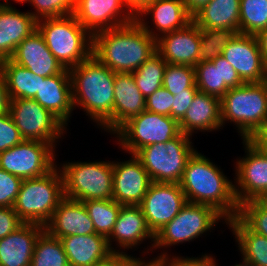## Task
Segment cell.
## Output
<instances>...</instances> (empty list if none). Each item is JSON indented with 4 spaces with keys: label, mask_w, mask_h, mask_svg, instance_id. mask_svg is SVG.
Masks as SVG:
<instances>
[{
    "label": "cell",
    "mask_w": 267,
    "mask_h": 266,
    "mask_svg": "<svg viewBox=\"0 0 267 266\" xmlns=\"http://www.w3.org/2000/svg\"><path fill=\"white\" fill-rule=\"evenodd\" d=\"M256 37H257L258 42H259L260 51L262 53L263 61H264L265 65L267 66V29L260 31L256 35Z\"/></svg>",
    "instance_id": "cell-50"
},
{
    "label": "cell",
    "mask_w": 267,
    "mask_h": 266,
    "mask_svg": "<svg viewBox=\"0 0 267 266\" xmlns=\"http://www.w3.org/2000/svg\"><path fill=\"white\" fill-rule=\"evenodd\" d=\"M13 1H15L17 3H22L24 0H13ZM6 3H8V0H6Z\"/></svg>",
    "instance_id": "cell-55"
},
{
    "label": "cell",
    "mask_w": 267,
    "mask_h": 266,
    "mask_svg": "<svg viewBox=\"0 0 267 266\" xmlns=\"http://www.w3.org/2000/svg\"><path fill=\"white\" fill-rule=\"evenodd\" d=\"M93 221L95 233L106 238L111 234L122 204L113 199L83 201Z\"/></svg>",
    "instance_id": "cell-35"
},
{
    "label": "cell",
    "mask_w": 267,
    "mask_h": 266,
    "mask_svg": "<svg viewBox=\"0 0 267 266\" xmlns=\"http://www.w3.org/2000/svg\"><path fill=\"white\" fill-rule=\"evenodd\" d=\"M212 46L232 65L244 83L265 80L267 66L256 35H222L212 39Z\"/></svg>",
    "instance_id": "cell-11"
},
{
    "label": "cell",
    "mask_w": 267,
    "mask_h": 266,
    "mask_svg": "<svg viewBox=\"0 0 267 266\" xmlns=\"http://www.w3.org/2000/svg\"><path fill=\"white\" fill-rule=\"evenodd\" d=\"M58 168L63 177L64 197L81 202L113 199L111 161H72Z\"/></svg>",
    "instance_id": "cell-8"
},
{
    "label": "cell",
    "mask_w": 267,
    "mask_h": 266,
    "mask_svg": "<svg viewBox=\"0 0 267 266\" xmlns=\"http://www.w3.org/2000/svg\"><path fill=\"white\" fill-rule=\"evenodd\" d=\"M222 127L233 122L242 140H250L267 125V88L264 82L230 88L220 99Z\"/></svg>",
    "instance_id": "cell-4"
},
{
    "label": "cell",
    "mask_w": 267,
    "mask_h": 266,
    "mask_svg": "<svg viewBox=\"0 0 267 266\" xmlns=\"http://www.w3.org/2000/svg\"><path fill=\"white\" fill-rule=\"evenodd\" d=\"M191 136L180 133L166 143L145 146L134 155L152 182L180 183L189 158L196 151Z\"/></svg>",
    "instance_id": "cell-7"
},
{
    "label": "cell",
    "mask_w": 267,
    "mask_h": 266,
    "mask_svg": "<svg viewBox=\"0 0 267 266\" xmlns=\"http://www.w3.org/2000/svg\"><path fill=\"white\" fill-rule=\"evenodd\" d=\"M73 15L92 35L135 20L123 0H76Z\"/></svg>",
    "instance_id": "cell-18"
},
{
    "label": "cell",
    "mask_w": 267,
    "mask_h": 266,
    "mask_svg": "<svg viewBox=\"0 0 267 266\" xmlns=\"http://www.w3.org/2000/svg\"><path fill=\"white\" fill-rule=\"evenodd\" d=\"M242 143L246 155L237 159L234 177V193L239 205L267 191V154L250 140Z\"/></svg>",
    "instance_id": "cell-16"
},
{
    "label": "cell",
    "mask_w": 267,
    "mask_h": 266,
    "mask_svg": "<svg viewBox=\"0 0 267 266\" xmlns=\"http://www.w3.org/2000/svg\"><path fill=\"white\" fill-rule=\"evenodd\" d=\"M179 127L182 133L191 137L198 130L211 132L221 129L220 99L198 91L191 106L179 121Z\"/></svg>",
    "instance_id": "cell-30"
},
{
    "label": "cell",
    "mask_w": 267,
    "mask_h": 266,
    "mask_svg": "<svg viewBox=\"0 0 267 266\" xmlns=\"http://www.w3.org/2000/svg\"><path fill=\"white\" fill-rule=\"evenodd\" d=\"M151 15L154 27L150 28L145 16ZM144 19V20H143ZM140 26L154 39L186 27L193 21V16L188 12L182 0H154L136 18Z\"/></svg>",
    "instance_id": "cell-22"
},
{
    "label": "cell",
    "mask_w": 267,
    "mask_h": 266,
    "mask_svg": "<svg viewBox=\"0 0 267 266\" xmlns=\"http://www.w3.org/2000/svg\"><path fill=\"white\" fill-rule=\"evenodd\" d=\"M187 203L179 183L152 182L139 205L148 228L155 235Z\"/></svg>",
    "instance_id": "cell-15"
},
{
    "label": "cell",
    "mask_w": 267,
    "mask_h": 266,
    "mask_svg": "<svg viewBox=\"0 0 267 266\" xmlns=\"http://www.w3.org/2000/svg\"><path fill=\"white\" fill-rule=\"evenodd\" d=\"M136 257L127 254H112L97 266H128Z\"/></svg>",
    "instance_id": "cell-46"
},
{
    "label": "cell",
    "mask_w": 267,
    "mask_h": 266,
    "mask_svg": "<svg viewBox=\"0 0 267 266\" xmlns=\"http://www.w3.org/2000/svg\"><path fill=\"white\" fill-rule=\"evenodd\" d=\"M113 166V200L122 205L139 206L152 180L142 163L131 155L127 161Z\"/></svg>",
    "instance_id": "cell-19"
},
{
    "label": "cell",
    "mask_w": 267,
    "mask_h": 266,
    "mask_svg": "<svg viewBox=\"0 0 267 266\" xmlns=\"http://www.w3.org/2000/svg\"><path fill=\"white\" fill-rule=\"evenodd\" d=\"M33 99L56 116L65 126H68L74 109L69 69L40 79L39 92Z\"/></svg>",
    "instance_id": "cell-26"
},
{
    "label": "cell",
    "mask_w": 267,
    "mask_h": 266,
    "mask_svg": "<svg viewBox=\"0 0 267 266\" xmlns=\"http://www.w3.org/2000/svg\"><path fill=\"white\" fill-rule=\"evenodd\" d=\"M30 266H69L59 238L51 236L44 230L35 243Z\"/></svg>",
    "instance_id": "cell-34"
},
{
    "label": "cell",
    "mask_w": 267,
    "mask_h": 266,
    "mask_svg": "<svg viewBox=\"0 0 267 266\" xmlns=\"http://www.w3.org/2000/svg\"><path fill=\"white\" fill-rule=\"evenodd\" d=\"M193 22L211 39L240 33V0H210Z\"/></svg>",
    "instance_id": "cell-20"
},
{
    "label": "cell",
    "mask_w": 267,
    "mask_h": 266,
    "mask_svg": "<svg viewBox=\"0 0 267 266\" xmlns=\"http://www.w3.org/2000/svg\"><path fill=\"white\" fill-rule=\"evenodd\" d=\"M55 150L47 142L23 140L0 152V168L22 180L42 177L57 166Z\"/></svg>",
    "instance_id": "cell-13"
},
{
    "label": "cell",
    "mask_w": 267,
    "mask_h": 266,
    "mask_svg": "<svg viewBox=\"0 0 267 266\" xmlns=\"http://www.w3.org/2000/svg\"><path fill=\"white\" fill-rule=\"evenodd\" d=\"M198 91V88H189L186 89V92H180L177 93V95H173L174 100L171 108V117L173 119L179 122L184 117Z\"/></svg>",
    "instance_id": "cell-44"
},
{
    "label": "cell",
    "mask_w": 267,
    "mask_h": 266,
    "mask_svg": "<svg viewBox=\"0 0 267 266\" xmlns=\"http://www.w3.org/2000/svg\"><path fill=\"white\" fill-rule=\"evenodd\" d=\"M250 141L256 145L262 152L267 154V125L260 129Z\"/></svg>",
    "instance_id": "cell-49"
},
{
    "label": "cell",
    "mask_w": 267,
    "mask_h": 266,
    "mask_svg": "<svg viewBox=\"0 0 267 266\" xmlns=\"http://www.w3.org/2000/svg\"><path fill=\"white\" fill-rule=\"evenodd\" d=\"M74 109L83 108L104 131L113 124L115 72L93 54L69 69Z\"/></svg>",
    "instance_id": "cell-2"
},
{
    "label": "cell",
    "mask_w": 267,
    "mask_h": 266,
    "mask_svg": "<svg viewBox=\"0 0 267 266\" xmlns=\"http://www.w3.org/2000/svg\"><path fill=\"white\" fill-rule=\"evenodd\" d=\"M9 113L23 140L47 142L54 148L67 127L35 99H11ZM57 139V140H56Z\"/></svg>",
    "instance_id": "cell-12"
},
{
    "label": "cell",
    "mask_w": 267,
    "mask_h": 266,
    "mask_svg": "<svg viewBox=\"0 0 267 266\" xmlns=\"http://www.w3.org/2000/svg\"><path fill=\"white\" fill-rule=\"evenodd\" d=\"M63 198V177L56 166L42 177L23 180L13 208L24 223L44 226Z\"/></svg>",
    "instance_id": "cell-6"
},
{
    "label": "cell",
    "mask_w": 267,
    "mask_h": 266,
    "mask_svg": "<svg viewBox=\"0 0 267 266\" xmlns=\"http://www.w3.org/2000/svg\"><path fill=\"white\" fill-rule=\"evenodd\" d=\"M160 256H157L161 260V266H218L215 258L212 255L204 254L201 257H180L169 256L166 252H161ZM171 257V259H170Z\"/></svg>",
    "instance_id": "cell-43"
},
{
    "label": "cell",
    "mask_w": 267,
    "mask_h": 266,
    "mask_svg": "<svg viewBox=\"0 0 267 266\" xmlns=\"http://www.w3.org/2000/svg\"><path fill=\"white\" fill-rule=\"evenodd\" d=\"M156 52V39L136 19L93 35V55L115 73H133Z\"/></svg>",
    "instance_id": "cell-1"
},
{
    "label": "cell",
    "mask_w": 267,
    "mask_h": 266,
    "mask_svg": "<svg viewBox=\"0 0 267 266\" xmlns=\"http://www.w3.org/2000/svg\"><path fill=\"white\" fill-rule=\"evenodd\" d=\"M143 258H135L128 266H161V260L156 258L148 260H142Z\"/></svg>",
    "instance_id": "cell-52"
},
{
    "label": "cell",
    "mask_w": 267,
    "mask_h": 266,
    "mask_svg": "<svg viewBox=\"0 0 267 266\" xmlns=\"http://www.w3.org/2000/svg\"><path fill=\"white\" fill-rule=\"evenodd\" d=\"M162 87L172 95L186 92V89L197 88L195 78V67L167 63Z\"/></svg>",
    "instance_id": "cell-37"
},
{
    "label": "cell",
    "mask_w": 267,
    "mask_h": 266,
    "mask_svg": "<svg viewBox=\"0 0 267 266\" xmlns=\"http://www.w3.org/2000/svg\"><path fill=\"white\" fill-rule=\"evenodd\" d=\"M37 29L30 12H20L0 2V62L11 59L17 46Z\"/></svg>",
    "instance_id": "cell-25"
},
{
    "label": "cell",
    "mask_w": 267,
    "mask_h": 266,
    "mask_svg": "<svg viewBox=\"0 0 267 266\" xmlns=\"http://www.w3.org/2000/svg\"><path fill=\"white\" fill-rule=\"evenodd\" d=\"M37 29L65 69L77 66L93 54V35L73 14L40 19Z\"/></svg>",
    "instance_id": "cell-5"
},
{
    "label": "cell",
    "mask_w": 267,
    "mask_h": 266,
    "mask_svg": "<svg viewBox=\"0 0 267 266\" xmlns=\"http://www.w3.org/2000/svg\"><path fill=\"white\" fill-rule=\"evenodd\" d=\"M200 92L221 99L230 88L244 84L232 65L211 45L207 55L195 66Z\"/></svg>",
    "instance_id": "cell-17"
},
{
    "label": "cell",
    "mask_w": 267,
    "mask_h": 266,
    "mask_svg": "<svg viewBox=\"0 0 267 266\" xmlns=\"http://www.w3.org/2000/svg\"><path fill=\"white\" fill-rule=\"evenodd\" d=\"M238 217L254 232L267 237V211L254 200L239 205Z\"/></svg>",
    "instance_id": "cell-39"
},
{
    "label": "cell",
    "mask_w": 267,
    "mask_h": 266,
    "mask_svg": "<svg viewBox=\"0 0 267 266\" xmlns=\"http://www.w3.org/2000/svg\"><path fill=\"white\" fill-rule=\"evenodd\" d=\"M166 66L167 62L156 52L132 73L137 87L145 98L162 87Z\"/></svg>",
    "instance_id": "cell-33"
},
{
    "label": "cell",
    "mask_w": 267,
    "mask_h": 266,
    "mask_svg": "<svg viewBox=\"0 0 267 266\" xmlns=\"http://www.w3.org/2000/svg\"><path fill=\"white\" fill-rule=\"evenodd\" d=\"M232 182L221 168L196 150L189 158L179 184L187 202L213 207L228 221L239 213Z\"/></svg>",
    "instance_id": "cell-3"
},
{
    "label": "cell",
    "mask_w": 267,
    "mask_h": 266,
    "mask_svg": "<svg viewBox=\"0 0 267 266\" xmlns=\"http://www.w3.org/2000/svg\"><path fill=\"white\" fill-rule=\"evenodd\" d=\"M22 179L0 168V207H13Z\"/></svg>",
    "instance_id": "cell-40"
},
{
    "label": "cell",
    "mask_w": 267,
    "mask_h": 266,
    "mask_svg": "<svg viewBox=\"0 0 267 266\" xmlns=\"http://www.w3.org/2000/svg\"><path fill=\"white\" fill-rule=\"evenodd\" d=\"M263 82L265 83V86L267 88V76H266V78H265V80Z\"/></svg>",
    "instance_id": "cell-56"
},
{
    "label": "cell",
    "mask_w": 267,
    "mask_h": 266,
    "mask_svg": "<svg viewBox=\"0 0 267 266\" xmlns=\"http://www.w3.org/2000/svg\"><path fill=\"white\" fill-rule=\"evenodd\" d=\"M254 201L264 210L267 211V191L262 192Z\"/></svg>",
    "instance_id": "cell-53"
},
{
    "label": "cell",
    "mask_w": 267,
    "mask_h": 266,
    "mask_svg": "<svg viewBox=\"0 0 267 266\" xmlns=\"http://www.w3.org/2000/svg\"><path fill=\"white\" fill-rule=\"evenodd\" d=\"M267 29V0H240V33L257 35Z\"/></svg>",
    "instance_id": "cell-36"
},
{
    "label": "cell",
    "mask_w": 267,
    "mask_h": 266,
    "mask_svg": "<svg viewBox=\"0 0 267 266\" xmlns=\"http://www.w3.org/2000/svg\"><path fill=\"white\" fill-rule=\"evenodd\" d=\"M188 12L193 16L198 10L206 5L210 0H182Z\"/></svg>",
    "instance_id": "cell-51"
},
{
    "label": "cell",
    "mask_w": 267,
    "mask_h": 266,
    "mask_svg": "<svg viewBox=\"0 0 267 266\" xmlns=\"http://www.w3.org/2000/svg\"><path fill=\"white\" fill-rule=\"evenodd\" d=\"M44 230L56 238L95 233L93 221L84 203L67 197L61 200L50 220L44 225Z\"/></svg>",
    "instance_id": "cell-23"
},
{
    "label": "cell",
    "mask_w": 267,
    "mask_h": 266,
    "mask_svg": "<svg viewBox=\"0 0 267 266\" xmlns=\"http://www.w3.org/2000/svg\"><path fill=\"white\" fill-rule=\"evenodd\" d=\"M23 224L13 207H0V239L16 231Z\"/></svg>",
    "instance_id": "cell-45"
},
{
    "label": "cell",
    "mask_w": 267,
    "mask_h": 266,
    "mask_svg": "<svg viewBox=\"0 0 267 266\" xmlns=\"http://www.w3.org/2000/svg\"><path fill=\"white\" fill-rule=\"evenodd\" d=\"M148 238L153 242L149 248L152 251L154 234L148 228L140 206L122 205L113 230L107 237V243L111 252L113 254H126V252L120 251V249L123 248L125 251V249L129 250L132 247L137 248L139 244L144 242L143 240H148ZM112 240L117 243V247H120L119 250L111 246Z\"/></svg>",
    "instance_id": "cell-21"
},
{
    "label": "cell",
    "mask_w": 267,
    "mask_h": 266,
    "mask_svg": "<svg viewBox=\"0 0 267 266\" xmlns=\"http://www.w3.org/2000/svg\"><path fill=\"white\" fill-rule=\"evenodd\" d=\"M235 266H255L254 264H251L247 261L242 260V263L236 264Z\"/></svg>",
    "instance_id": "cell-54"
},
{
    "label": "cell",
    "mask_w": 267,
    "mask_h": 266,
    "mask_svg": "<svg viewBox=\"0 0 267 266\" xmlns=\"http://www.w3.org/2000/svg\"><path fill=\"white\" fill-rule=\"evenodd\" d=\"M212 39L193 21L156 39V50L170 64L195 67L207 55Z\"/></svg>",
    "instance_id": "cell-14"
},
{
    "label": "cell",
    "mask_w": 267,
    "mask_h": 266,
    "mask_svg": "<svg viewBox=\"0 0 267 266\" xmlns=\"http://www.w3.org/2000/svg\"><path fill=\"white\" fill-rule=\"evenodd\" d=\"M35 9L30 12L32 17L38 21L44 18L68 16L74 13L76 0H24Z\"/></svg>",
    "instance_id": "cell-38"
},
{
    "label": "cell",
    "mask_w": 267,
    "mask_h": 266,
    "mask_svg": "<svg viewBox=\"0 0 267 266\" xmlns=\"http://www.w3.org/2000/svg\"><path fill=\"white\" fill-rule=\"evenodd\" d=\"M146 110V98L136 85L132 73H116L114 81L113 124L107 129L114 134L131 118Z\"/></svg>",
    "instance_id": "cell-27"
},
{
    "label": "cell",
    "mask_w": 267,
    "mask_h": 266,
    "mask_svg": "<svg viewBox=\"0 0 267 266\" xmlns=\"http://www.w3.org/2000/svg\"><path fill=\"white\" fill-rule=\"evenodd\" d=\"M11 60L41 77L54 76L65 70L47 47L38 29L17 46Z\"/></svg>",
    "instance_id": "cell-24"
},
{
    "label": "cell",
    "mask_w": 267,
    "mask_h": 266,
    "mask_svg": "<svg viewBox=\"0 0 267 266\" xmlns=\"http://www.w3.org/2000/svg\"><path fill=\"white\" fill-rule=\"evenodd\" d=\"M23 141L10 113L0 115V152L10 149Z\"/></svg>",
    "instance_id": "cell-41"
},
{
    "label": "cell",
    "mask_w": 267,
    "mask_h": 266,
    "mask_svg": "<svg viewBox=\"0 0 267 266\" xmlns=\"http://www.w3.org/2000/svg\"><path fill=\"white\" fill-rule=\"evenodd\" d=\"M0 72L2 73L10 99L34 98L39 92L41 77L35 75L29 69L22 67L11 59L0 62Z\"/></svg>",
    "instance_id": "cell-32"
},
{
    "label": "cell",
    "mask_w": 267,
    "mask_h": 266,
    "mask_svg": "<svg viewBox=\"0 0 267 266\" xmlns=\"http://www.w3.org/2000/svg\"><path fill=\"white\" fill-rule=\"evenodd\" d=\"M225 218L213 207L187 202L180 212L154 235L153 249L194 241Z\"/></svg>",
    "instance_id": "cell-9"
},
{
    "label": "cell",
    "mask_w": 267,
    "mask_h": 266,
    "mask_svg": "<svg viewBox=\"0 0 267 266\" xmlns=\"http://www.w3.org/2000/svg\"><path fill=\"white\" fill-rule=\"evenodd\" d=\"M225 224L235 235L242 259L255 266H267V237L252 231L238 216Z\"/></svg>",
    "instance_id": "cell-31"
},
{
    "label": "cell",
    "mask_w": 267,
    "mask_h": 266,
    "mask_svg": "<svg viewBox=\"0 0 267 266\" xmlns=\"http://www.w3.org/2000/svg\"><path fill=\"white\" fill-rule=\"evenodd\" d=\"M10 96L6 86L5 79L0 72V115L9 113L10 110Z\"/></svg>",
    "instance_id": "cell-47"
},
{
    "label": "cell",
    "mask_w": 267,
    "mask_h": 266,
    "mask_svg": "<svg viewBox=\"0 0 267 266\" xmlns=\"http://www.w3.org/2000/svg\"><path fill=\"white\" fill-rule=\"evenodd\" d=\"M129 13L136 19L154 0H123Z\"/></svg>",
    "instance_id": "cell-48"
},
{
    "label": "cell",
    "mask_w": 267,
    "mask_h": 266,
    "mask_svg": "<svg viewBox=\"0 0 267 266\" xmlns=\"http://www.w3.org/2000/svg\"><path fill=\"white\" fill-rule=\"evenodd\" d=\"M43 231L41 224L24 223L0 239V266H30L35 243Z\"/></svg>",
    "instance_id": "cell-28"
},
{
    "label": "cell",
    "mask_w": 267,
    "mask_h": 266,
    "mask_svg": "<svg viewBox=\"0 0 267 266\" xmlns=\"http://www.w3.org/2000/svg\"><path fill=\"white\" fill-rule=\"evenodd\" d=\"M181 133L179 122L170 116L144 111L123 124L115 133L117 142L129 155L145 146L166 143Z\"/></svg>",
    "instance_id": "cell-10"
},
{
    "label": "cell",
    "mask_w": 267,
    "mask_h": 266,
    "mask_svg": "<svg viewBox=\"0 0 267 266\" xmlns=\"http://www.w3.org/2000/svg\"><path fill=\"white\" fill-rule=\"evenodd\" d=\"M59 240L67 255L69 266H97L113 254L107 238L98 233L65 236Z\"/></svg>",
    "instance_id": "cell-29"
},
{
    "label": "cell",
    "mask_w": 267,
    "mask_h": 266,
    "mask_svg": "<svg viewBox=\"0 0 267 266\" xmlns=\"http://www.w3.org/2000/svg\"><path fill=\"white\" fill-rule=\"evenodd\" d=\"M174 96L164 87L157 89L146 98V111L171 117Z\"/></svg>",
    "instance_id": "cell-42"
}]
</instances>
